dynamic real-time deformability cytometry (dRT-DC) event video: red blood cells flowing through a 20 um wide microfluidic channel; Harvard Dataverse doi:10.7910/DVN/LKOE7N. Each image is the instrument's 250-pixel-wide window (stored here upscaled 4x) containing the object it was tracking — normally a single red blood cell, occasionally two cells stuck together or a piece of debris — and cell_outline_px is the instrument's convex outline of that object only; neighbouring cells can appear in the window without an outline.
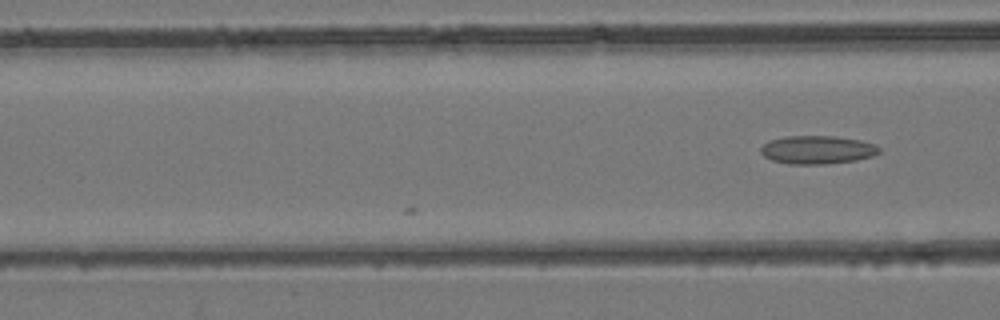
{"species": "common noctule bat (a hibernating species)", "species_latin": "Nyctalus noctula", "temperature_condition": "room temperature", "stored_images_in_passage": 6, "camera_frame_rate_fps": 3000, "um_per_image_px": 0.085, "animal": {"sex": "female", "body_mass_g": 24.6, "forearm_length_mm": 56.2}, "frame": {"image": 1, "passage_image": 6, "time_ms": 1.667, "image_size_px": [1000, 320], "cell_outline_px": [[880, 152], [872, 156], [856, 160], [824, 164], [788, 164], [772, 160], [764, 156], [760, 152], [760, 148], [768, 140], [784, 136], [836, 136], [860, 140], [876, 144], [880, 148]], "centroid_in_image_um": [69.46, 12.72], "position_along_channel_um": 97.1, "area_um2": 19.65}}